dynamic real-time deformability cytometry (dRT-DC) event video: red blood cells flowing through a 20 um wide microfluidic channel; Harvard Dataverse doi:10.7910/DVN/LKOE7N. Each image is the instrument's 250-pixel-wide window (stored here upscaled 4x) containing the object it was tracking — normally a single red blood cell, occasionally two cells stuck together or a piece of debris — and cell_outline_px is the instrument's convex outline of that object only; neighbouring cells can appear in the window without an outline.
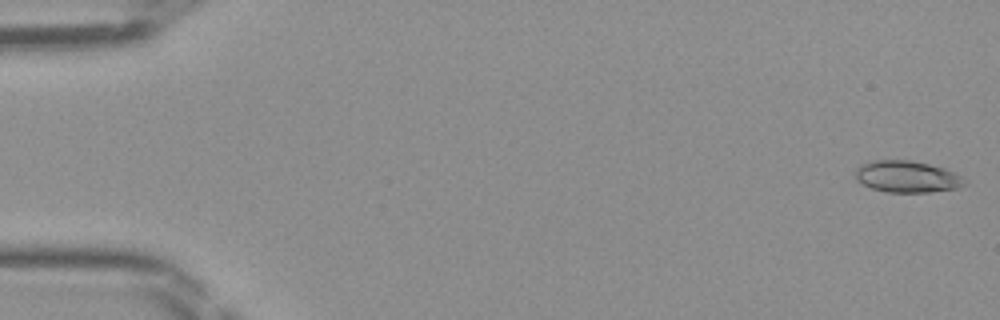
{"species": "Egyptian fruit bat (a non-hibernating species)", "species_latin": "Rousettus aegyptiacus", "temperature_condition": "room temperature", "stored_images_in_passage": 47, "camera_frame_rate_fps": 3000, "um_per_image_px": 0.085, "frame": {"image": 1, "passage_image": 1, "time_ms": 0.0, "image_size_px": [1000, 320], "cell_outline_px": [[968, 184], [960, 188], [928, 192], [884, 192], [872, 188], [856, 180], [856, 168], [860, 164], [876, 160], [912, 160], [944, 168], [968, 180]], "centroid_in_image_um": [77.12, 15.02], "position_along_channel_um": 7.9, "area_um2": 20.23}}
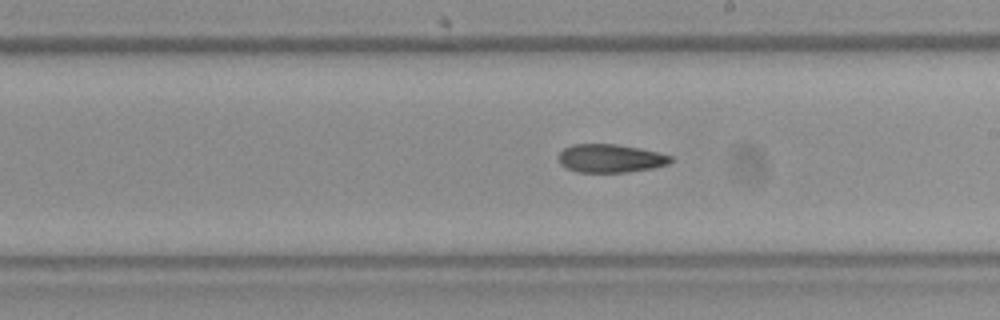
{"frame": {"image": 2, "passage_image": 27, "time_ms": 8.667, "image_size_px": [1000, 320], "cell_outline_px": [[672, 160], [668, 164], [652, 168], [628, 172], [576, 172], [560, 164], [560, 152], [564, 148], [572, 144], [616, 144], [640, 148], [672, 156]], "centroid_in_image_um": [51.89, 13.46], "position_along_channel_um": 237.1, "area_um2": 18.38}}
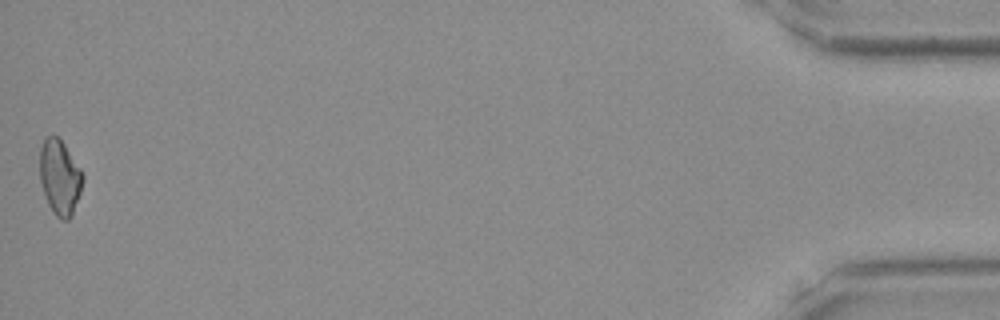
{"frame": {"image": 3, "passage_image": 47, "time_ms": 15.333, "image_size_px": [1000, 320], "cell_outline_px": [[84, 180], [72, 216], [68, 220], [60, 220], [52, 212], [48, 204], [40, 180], [40, 148], [44, 136], [56, 136], [64, 144], [80, 168], [84, 176]], "centroid_in_image_um": [5.08, 15.08], "position_along_channel_um": 430.1, "area_um2": 18.79}}